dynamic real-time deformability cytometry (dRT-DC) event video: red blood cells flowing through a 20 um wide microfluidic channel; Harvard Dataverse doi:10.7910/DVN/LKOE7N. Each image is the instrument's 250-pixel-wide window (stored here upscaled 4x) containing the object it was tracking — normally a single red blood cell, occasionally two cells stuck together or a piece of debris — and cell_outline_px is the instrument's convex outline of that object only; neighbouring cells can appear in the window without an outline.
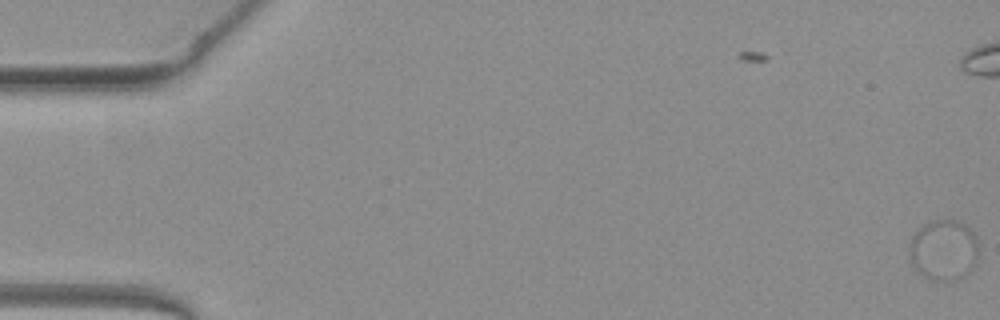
{"species": "common noctule bat (a hibernating species)", "species_latin": "Nyctalus noctula", "temperature_condition": "warm", "stored_images_in_passage": 3, "camera_frame_rate_fps": 3000, "um_per_image_px": 0.085, "animal": {"sex": "female", "body_mass_g": 19.3, "forearm_length_mm": 54.1}, "frame": {"image": 1, "passage_image": 3, "time_ms": 0.667, "image_size_px": [1000, 320], "cell_outline_px": [[980, 248], [976, 264], [964, 276], [956, 280], [944, 284], [932, 280], [924, 276], [912, 264], [908, 252], [912, 236], [924, 224], [932, 220], [956, 220], [964, 224], [976, 236]], "centroid_in_image_um": [80.24, 21.29], "position_along_channel_um": 4.8, "area_um2": 24.97}}